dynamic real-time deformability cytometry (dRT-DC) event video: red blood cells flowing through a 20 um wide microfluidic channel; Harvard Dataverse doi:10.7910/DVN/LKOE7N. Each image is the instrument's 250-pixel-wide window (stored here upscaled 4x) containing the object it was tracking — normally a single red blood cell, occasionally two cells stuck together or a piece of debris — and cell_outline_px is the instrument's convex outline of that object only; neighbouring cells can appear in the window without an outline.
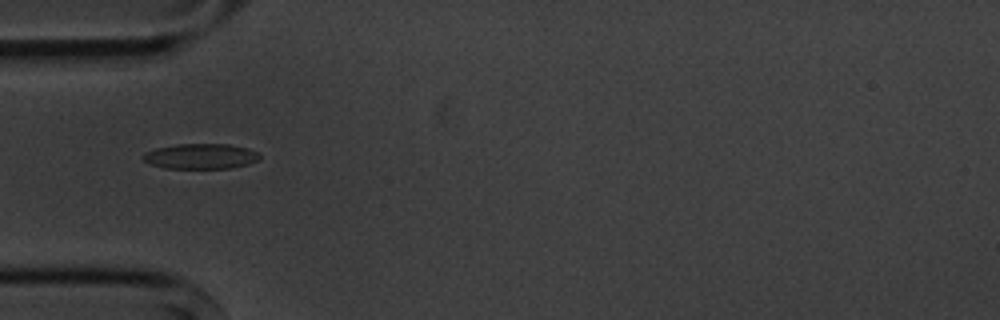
{"species": "common noctule bat (a hibernating species)", "species_latin": "Nyctalus noctula", "temperature_condition": "cold", "stored_images_in_passage": 7, "camera_frame_rate_fps": 3000, "um_per_image_px": 0.085, "animal": {"sex": "male", "body_mass_g": 20.1, "forearm_length_mm": 53.5}, "frame": {"image": 1, "passage_image": 4, "time_ms": 3.667, "image_size_px": [1000, 320], "cell_outline_px": [[260, 160], [248, 164], [228, 168], [164, 168], [148, 164], [144, 160], [144, 152], [156, 148], [176, 144], [228, 144], [248, 148], [260, 152]], "centroid_in_image_um": [17.08, 13.28], "position_along_channel_um": 67.9, "area_um2": 17.28}}
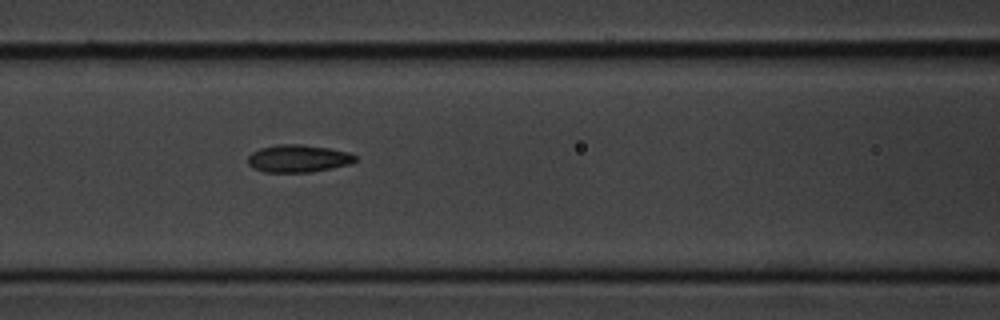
{"frame": {"image": 2, "passage_image": 6, "time_ms": 5.667, "image_size_px": [1000, 320], "cell_outline_px": [[356, 160], [348, 164], [332, 168], [312, 172], [264, 172], [252, 168], [248, 164], [248, 156], [252, 152], [260, 148], [276, 144], [300, 144], [328, 148], [348, 152], [356, 156]], "centroid_in_image_um": [25.3, 13.47], "position_along_channel_um": 141.3, "area_um2": 17.22}}
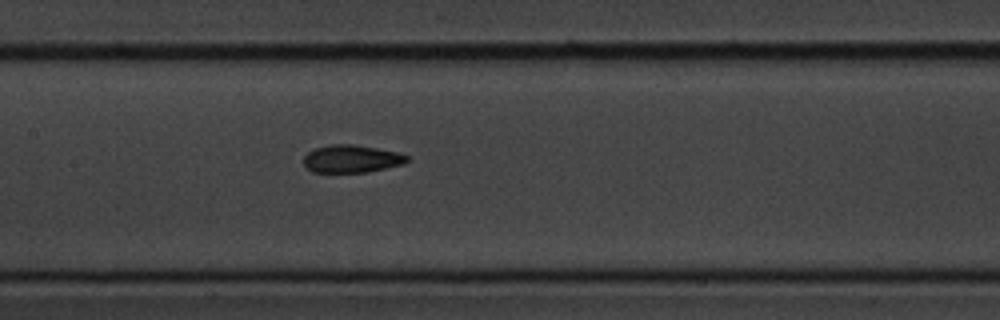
{"frame": {"image": 3, "passage_image": 7, "time_ms": 6.667, "image_size_px": [1000, 320], "cell_outline_px": [[408, 160], [404, 164], [364, 172], [312, 172], [304, 168], [304, 156], [308, 152], [316, 148], [332, 144], [352, 144], [400, 152], [408, 156]], "centroid_in_image_um": [29.86, 13.5], "position_along_channel_um": 177.5, "area_um2": 16.65}}